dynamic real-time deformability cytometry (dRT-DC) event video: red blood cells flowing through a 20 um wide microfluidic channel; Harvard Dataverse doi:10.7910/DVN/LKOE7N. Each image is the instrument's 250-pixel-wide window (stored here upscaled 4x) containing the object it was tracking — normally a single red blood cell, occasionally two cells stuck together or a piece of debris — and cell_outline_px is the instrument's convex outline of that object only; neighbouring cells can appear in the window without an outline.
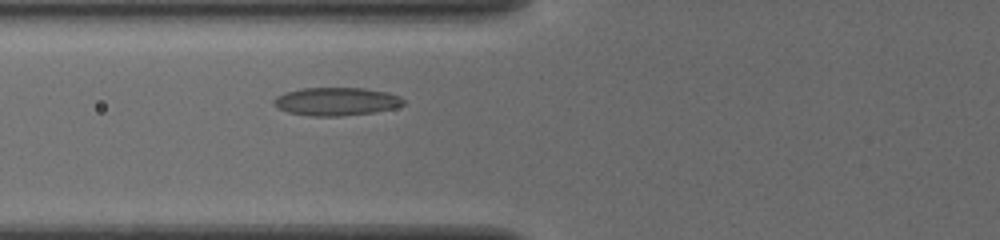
{"species": "common noctule bat (a hibernating species)", "species_latin": "Nyctalus noctula", "temperature_condition": "cold", "stored_images_in_passage": 42, "camera_frame_rate_fps": 3000, "um_per_image_px": 0.085, "animal": {"sex": "female", "body_mass_g": 19.5, "forearm_length_mm": 54.1}, "frame": {"image": 1, "passage_image": 10, "time_ms": 3.0, "image_size_px": [1000, 240], "cell_outline_px": [[404, 104], [396, 108], [372, 112], [340, 116], [312, 116], [288, 112], [272, 104], [272, 100], [276, 96], [284, 92], [300, 88], [364, 88], [388, 92], [400, 96], [404, 100]], "centroid_in_image_um": [28.57, 8.62], "position_along_channel_um": 97.2, "area_um2": 21.33}}
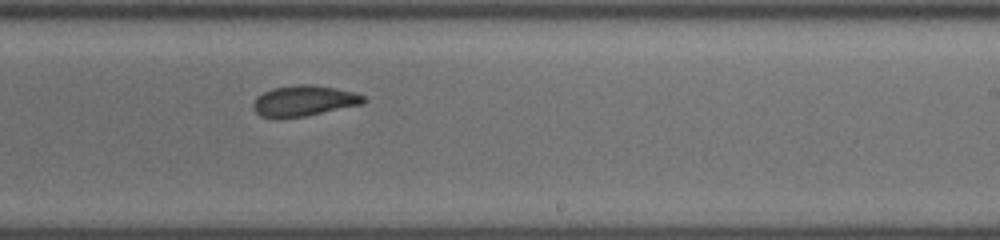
{"frame": {"image": 2, "passage_image": 23, "time_ms": 7.333, "image_size_px": [1000, 240], "cell_outline_px": [[368, 100], [364, 104], [304, 116], [280, 120], [276, 120], [260, 116], [252, 108], [252, 104], [256, 96], [272, 88], [300, 84], [312, 84], [336, 88], [356, 92], [364, 96]], "centroid_in_image_um": [25.82, 8.59], "position_along_channel_um": 263.2, "area_um2": 20.29}}
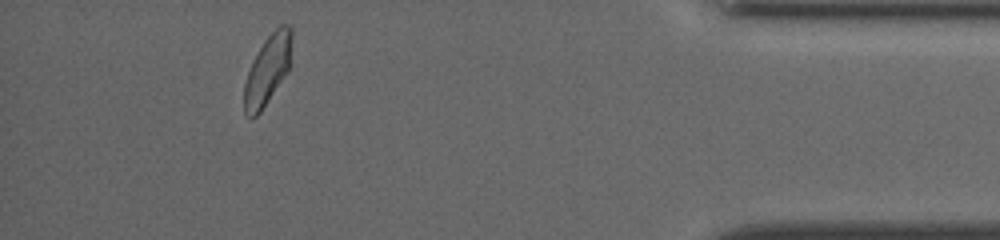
{"frame": {"image": 3, "passage_image": 38, "time_ms": 12.333, "image_size_px": [1000, 240], "cell_outline_px": [[292, 36], [288, 72], [260, 112], [252, 120], [248, 120], [244, 112], [244, 84], [248, 72], [264, 40], [280, 24], [288, 24], [292, 28]], "centroid_in_image_um": [22.74, 5.97], "position_along_channel_um": 412.5, "area_um2": 19.13}, "authors_computed_cell_mechanics": {"area_um2": 19.652, "velocity_mm_per_s": 3.834, "shape_relaxation_time_tau1_ms": null, "shape_relaxation_time_tau2_ms": 2.0158, "deformation_change_tau1": null, "deformation_change_tau2": 0.0854}}